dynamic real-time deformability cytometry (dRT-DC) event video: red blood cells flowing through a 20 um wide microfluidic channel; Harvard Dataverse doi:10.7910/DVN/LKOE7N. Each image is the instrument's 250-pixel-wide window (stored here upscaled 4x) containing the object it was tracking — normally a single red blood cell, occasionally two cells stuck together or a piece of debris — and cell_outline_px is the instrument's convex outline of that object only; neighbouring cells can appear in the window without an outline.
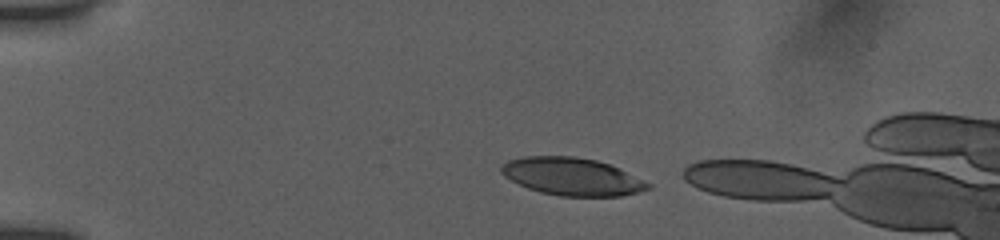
{"species": "human", "species_latin": "Homo sapiens", "temperature_condition": "room temperature", "stored_images_in_passage": 37, "camera_frame_rate_fps": 3000, "um_per_image_px": 0.085, "donor": {"sex": "female"}, "frame": {"image": 1, "passage_image": 1, "time_ms": 0.0, "image_size_px": [1000, 240], "cell_outline_px": [[652, 188], [620, 196], [560, 196], [540, 192], [528, 188], [504, 176], [500, 172], [500, 168], [508, 160], [524, 156], [572, 156], [596, 160], [620, 168], [652, 184]], "centroid_in_image_um": [48.63, 15.01], "position_along_channel_um": 36.4, "area_um2": 32.08}}
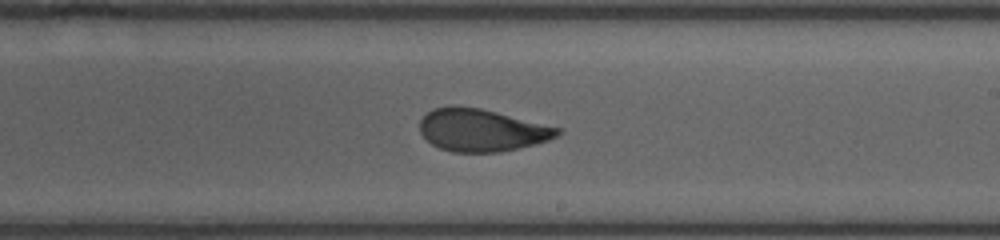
{"frame": {"image": 2, "passage_image": 22, "time_ms": 7.0, "image_size_px": [1000, 240], "cell_outline_px": [[560, 132], [556, 136], [548, 140], [500, 152], [452, 152], [440, 148], [432, 144], [420, 132], [420, 120], [432, 108], [480, 108], [560, 128]], "centroid_in_image_um": [40.92, 11.09], "position_along_channel_um": 248.1, "area_um2": 33.06}}
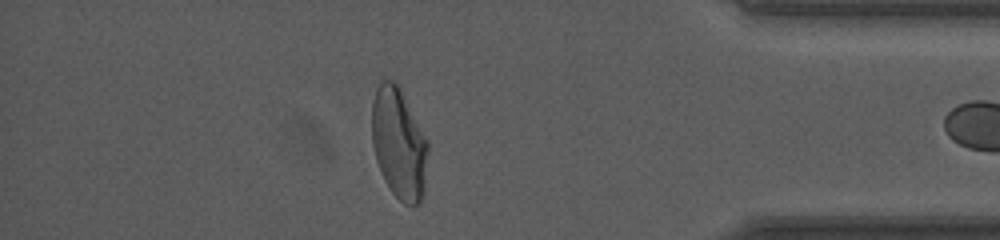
{"frame": {"image": 3, "passage_image": 36, "time_ms": 11.667, "image_size_px": [1000, 240], "cell_outline_px": [[428, 152], [424, 184], [420, 204], [404, 204], [392, 192], [384, 180], [376, 160], [372, 144], [372, 100], [376, 88], [380, 80], [396, 80], [428, 140]], "centroid_in_image_um": [33.89, 12.15], "position_along_channel_um": 401.3, "area_um2": 36.36}}